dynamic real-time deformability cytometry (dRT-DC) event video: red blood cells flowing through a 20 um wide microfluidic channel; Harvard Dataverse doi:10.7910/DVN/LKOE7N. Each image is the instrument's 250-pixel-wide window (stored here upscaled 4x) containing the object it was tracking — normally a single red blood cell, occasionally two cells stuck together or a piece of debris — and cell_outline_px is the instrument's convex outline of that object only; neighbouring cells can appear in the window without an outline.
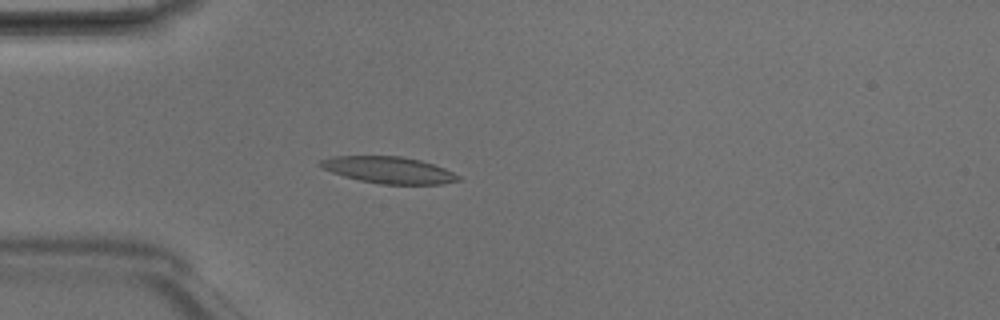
{"species": "Egyptian fruit bat (a non-hibernating species)", "species_latin": "Rousettus aegyptiacus", "temperature_condition": "room temperature", "stored_images_in_passage": 3, "camera_frame_rate_fps": 3000, "um_per_image_px": 0.085, "animal": {"sex": "male"}, "frame": {"image": 1, "passage_image": 3, "time_ms": 0.667, "image_size_px": [1000, 320], "cell_outline_px": [[464, 180], [440, 184], [380, 184], [360, 180], [344, 176], [332, 172], [316, 164], [320, 160], [332, 156], [400, 156], [420, 160], [444, 168], [460, 176]], "centroid_in_image_um": [33.05, 14.45], "position_along_channel_um": 52.0, "area_um2": 21.39}}